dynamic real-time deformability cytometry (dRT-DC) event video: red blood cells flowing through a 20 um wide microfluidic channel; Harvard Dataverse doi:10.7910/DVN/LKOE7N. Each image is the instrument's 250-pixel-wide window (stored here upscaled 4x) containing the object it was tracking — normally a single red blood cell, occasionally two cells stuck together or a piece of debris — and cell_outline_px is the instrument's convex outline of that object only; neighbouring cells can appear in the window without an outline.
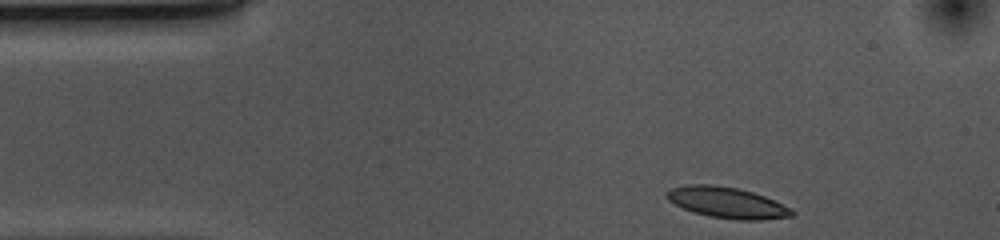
{"species": "common noctule bat (a hibernating species)", "species_latin": "Nyctalus noctula", "temperature_condition": "cold", "stored_images_in_passage": 36, "camera_frame_rate_fps": 3000, "um_per_image_px": 0.085, "animal": {"sex": "female", "body_mass_g": 10.0, "forearm_length_mm": 53.1}, "frame": {"image": 1, "passage_image": 1, "time_ms": 0.0, "image_size_px": [1000, 240], "cell_outline_px": [[796, 212], [792, 216], [760, 220], [740, 220], [708, 216], [692, 212], [668, 200], [668, 192], [672, 188], [688, 184], [708, 184], [736, 188], [752, 192], [764, 196], [792, 208]], "centroid_in_image_um": [61.84, 17.23], "position_along_channel_um": 23.2, "area_um2": 22.31}}
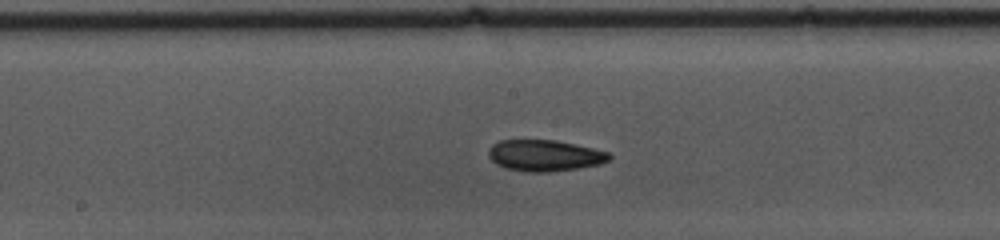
{"frame": {"image": 2, "passage_image": 20, "time_ms": 6.333, "image_size_px": [1000, 240], "cell_outline_px": [[612, 156], [608, 160], [600, 164], [552, 172], [528, 172], [504, 168], [496, 164], [488, 156], [488, 152], [492, 144], [500, 140], [556, 140], [592, 148], [608, 152]], "centroid_in_image_um": [46.27, 13.22], "position_along_channel_um": 201.9, "area_um2": 21.96}}
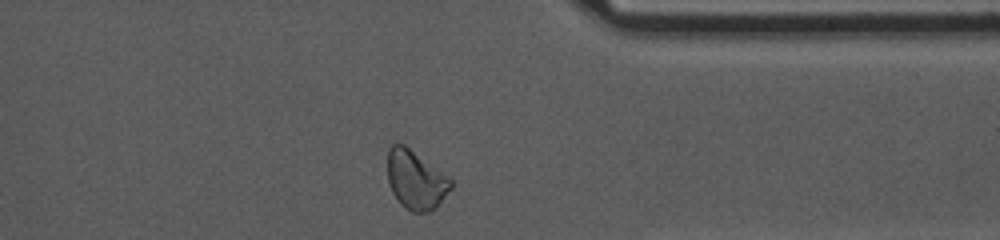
{"frame": {"image": 3, "passage_image": 35, "time_ms": 11.333, "image_size_px": [1000, 240], "cell_outline_px": [[452, 188], [432, 212], [412, 212], [404, 208], [400, 204], [392, 192], [388, 184], [388, 148], [392, 144], [404, 144], [448, 176], [452, 180]], "centroid_in_image_um": [35.33, 15.31], "position_along_channel_um": 376.1, "area_um2": 21.79}, "authors_computed_cell_mechanics": {"area_um2": 21.7039, "velocity_mm_per_s": 3.6782, "shape_relaxation_time_tau1_ms": null, "shape_relaxation_time_tau2_ms": 5.1547, "deformation_change_tau1": null, "deformation_change_tau2": 0.0984}}